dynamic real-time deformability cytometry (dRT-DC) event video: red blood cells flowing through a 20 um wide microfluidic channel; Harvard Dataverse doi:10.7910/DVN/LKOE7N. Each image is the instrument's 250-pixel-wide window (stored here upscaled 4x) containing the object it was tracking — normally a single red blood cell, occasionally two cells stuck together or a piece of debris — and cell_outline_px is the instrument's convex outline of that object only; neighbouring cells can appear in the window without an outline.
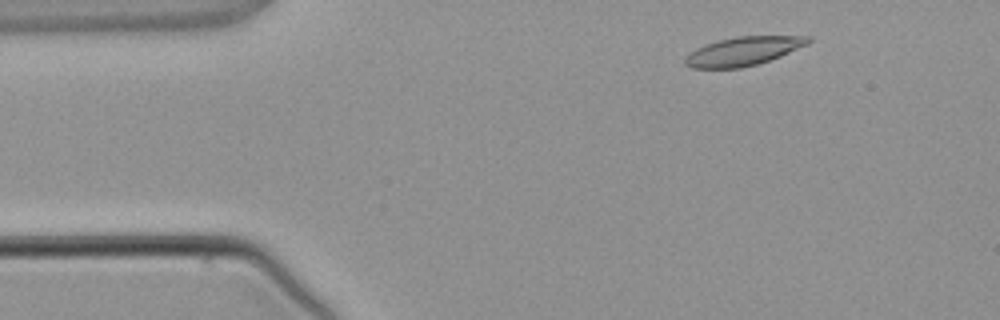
{"species": "common noctule bat (a hibernating species)", "species_latin": "Nyctalus noctula", "temperature_condition": "warm", "stored_images_in_passage": 3, "camera_frame_rate_fps": 3000, "um_per_image_px": 0.085, "animal": {"sex": "male", "body_mass_g": 21.5, "forearm_length_mm": 52.0}, "frame": {"image": 1, "passage_image": 1, "time_ms": 0.0, "image_size_px": [1000, 320], "cell_outline_px": [[812, 40], [808, 44], [780, 56], [756, 64], [740, 68], [692, 68], [684, 64], [684, 56], [696, 48], [704, 44], [736, 36], [808, 36]], "centroid_in_image_um": [63.13, 4.35], "position_along_channel_um": 21.9, "area_um2": 20.52}}
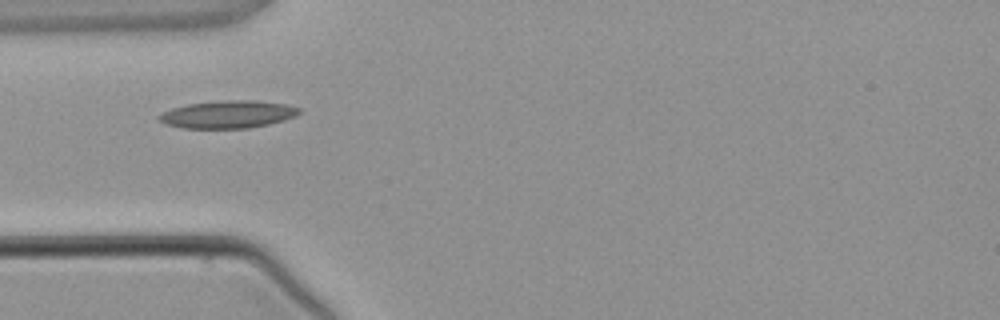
{"frame": {"image": 2, "passage_image": 3, "time_ms": 2.333, "image_size_px": [1000, 320], "cell_outline_px": [[300, 112], [296, 116], [284, 120], [268, 124], [248, 128], [184, 128], [164, 124], [156, 116], [172, 108], [188, 104], [224, 100], [256, 100], [288, 104], [300, 108]], "centroid_in_image_um": [19.39, 9.71], "position_along_channel_um": 65.6, "area_um2": 22.54}}